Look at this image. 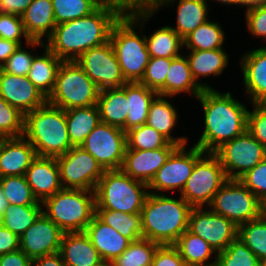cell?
<instances>
[{
    "label": "cell",
    "mask_w": 266,
    "mask_h": 266,
    "mask_svg": "<svg viewBox=\"0 0 266 266\" xmlns=\"http://www.w3.org/2000/svg\"><path fill=\"white\" fill-rule=\"evenodd\" d=\"M245 14L248 32L266 39V4L246 9Z\"/></svg>",
    "instance_id": "cell-51"
},
{
    "label": "cell",
    "mask_w": 266,
    "mask_h": 266,
    "mask_svg": "<svg viewBox=\"0 0 266 266\" xmlns=\"http://www.w3.org/2000/svg\"><path fill=\"white\" fill-rule=\"evenodd\" d=\"M43 205H12L0 218V224L20 237L43 213Z\"/></svg>",
    "instance_id": "cell-38"
},
{
    "label": "cell",
    "mask_w": 266,
    "mask_h": 266,
    "mask_svg": "<svg viewBox=\"0 0 266 266\" xmlns=\"http://www.w3.org/2000/svg\"><path fill=\"white\" fill-rule=\"evenodd\" d=\"M171 60L172 58L150 57L144 76L139 83L156 91L158 95L165 96V80Z\"/></svg>",
    "instance_id": "cell-45"
},
{
    "label": "cell",
    "mask_w": 266,
    "mask_h": 266,
    "mask_svg": "<svg viewBox=\"0 0 266 266\" xmlns=\"http://www.w3.org/2000/svg\"><path fill=\"white\" fill-rule=\"evenodd\" d=\"M21 19L31 40L43 41L44 37L47 39L56 26L52 0H33Z\"/></svg>",
    "instance_id": "cell-25"
},
{
    "label": "cell",
    "mask_w": 266,
    "mask_h": 266,
    "mask_svg": "<svg viewBox=\"0 0 266 266\" xmlns=\"http://www.w3.org/2000/svg\"><path fill=\"white\" fill-rule=\"evenodd\" d=\"M95 215L105 224L116 229L131 242L143 238L141 214L95 209Z\"/></svg>",
    "instance_id": "cell-35"
},
{
    "label": "cell",
    "mask_w": 266,
    "mask_h": 266,
    "mask_svg": "<svg viewBox=\"0 0 266 266\" xmlns=\"http://www.w3.org/2000/svg\"><path fill=\"white\" fill-rule=\"evenodd\" d=\"M0 188L8 204L42 205V202L34 196L24 175L0 177Z\"/></svg>",
    "instance_id": "cell-40"
},
{
    "label": "cell",
    "mask_w": 266,
    "mask_h": 266,
    "mask_svg": "<svg viewBox=\"0 0 266 266\" xmlns=\"http://www.w3.org/2000/svg\"><path fill=\"white\" fill-rule=\"evenodd\" d=\"M44 49L42 56L35 54L27 77L48 98L54 89L58 69L63 60L55 56L46 46Z\"/></svg>",
    "instance_id": "cell-33"
},
{
    "label": "cell",
    "mask_w": 266,
    "mask_h": 266,
    "mask_svg": "<svg viewBox=\"0 0 266 266\" xmlns=\"http://www.w3.org/2000/svg\"><path fill=\"white\" fill-rule=\"evenodd\" d=\"M246 93L255 103H266V47L248 51L241 59Z\"/></svg>",
    "instance_id": "cell-22"
},
{
    "label": "cell",
    "mask_w": 266,
    "mask_h": 266,
    "mask_svg": "<svg viewBox=\"0 0 266 266\" xmlns=\"http://www.w3.org/2000/svg\"><path fill=\"white\" fill-rule=\"evenodd\" d=\"M263 203L238 179H228L207 207L237 227L262 216Z\"/></svg>",
    "instance_id": "cell-10"
},
{
    "label": "cell",
    "mask_w": 266,
    "mask_h": 266,
    "mask_svg": "<svg viewBox=\"0 0 266 266\" xmlns=\"http://www.w3.org/2000/svg\"><path fill=\"white\" fill-rule=\"evenodd\" d=\"M192 207L180 196L150 193L140 212L143 238L159 245H174L188 229Z\"/></svg>",
    "instance_id": "cell-3"
},
{
    "label": "cell",
    "mask_w": 266,
    "mask_h": 266,
    "mask_svg": "<svg viewBox=\"0 0 266 266\" xmlns=\"http://www.w3.org/2000/svg\"><path fill=\"white\" fill-rule=\"evenodd\" d=\"M153 14L155 12L121 16L112 27L110 42L127 83L140 82L144 76L150 55L147 50L145 34L142 37L139 36L135 32V27L139 24L143 30V25Z\"/></svg>",
    "instance_id": "cell-4"
},
{
    "label": "cell",
    "mask_w": 266,
    "mask_h": 266,
    "mask_svg": "<svg viewBox=\"0 0 266 266\" xmlns=\"http://www.w3.org/2000/svg\"><path fill=\"white\" fill-rule=\"evenodd\" d=\"M0 96L24 115L47 103V98L27 76L6 73L1 68Z\"/></svg>",
    "instance_id": "cell-18"
},
{
    "label": "cell",
    "mask_w": 266,
    "mask_h": 266,
    "mask_svg": "<svg viewBox=\"0 0 266 266\" xmlns=\"http://www.w3.org/2000/svg\"><path fill=\"white\" fill-rule=\"evenodd\" d=\"M80 147L90 153L104 170H121L127 147L126 132L101 122Z\"/></svg>",
    "instance_id": "cell-13"
},
{
    "label": "cell",
    "mask_w": 266,
    "mask_h": 266,
    "mask_svg": "<svg viewBox=\"0 0 266 266\" xmlns=\"http://www.w3.org/2000/svg\"><path fill=\"white\" fill-rule=\"evenodd\" d=\"M163 0H140V13L154 12Z\"/></svg>",
    "instance_id": "cell-59"
},
{
    "label": "cell",
    "mask_w": 266,
    "mask_h": 266,
    "mask_svg": "<svg viewBox=\"0 0 266 266\" xmlns=\"http://www.w3.org/2000/svg\"><path fill=\"white\" fill-rule=\"evenodd\" d=\"M217 266H259L257 256L238 238L216 254Z\"/></svg>",
    "instance_id": "cell-44"
},
{
    "label": "cell",
    "mask_w": 266,
    "mask_h": 266,
    "mask_svg": "<svg viewBox=\"0 0 266 266\" xmlns=\"http://www.w3.org/2000/svg\"><path fill=\"white\" fill-rule=\"evenodd\" d=\"M204 156V157H203ZM228 180L218 156L205 152L195 163L180 196L193 207H207L214 194Z\"/></svg>",
    "instance_id": "cell-9"
},
{
    "label": "cell",
    "mask_w": 266,
    "mask_h": 266,
    "mask_svg": "<svg viewBox=\"0 0 266 266\" xmlns=\"http://www.w3.org/2000/svg\"><path fill=\"white\" fill-rule=\"evenodd\" d=\"M265 4H266V0H245L246 9H249L255 6L265 5Z\"/></svg>",
    "instance_id": "cell-61"
},
{
    "label": "cell",
    "mask_w": 266,
    "mask_h": 266,
    "mask_svg": "<svg viewBox=\"0 0 266 266\" xmlns=\"http://www.w3.org/2000/svg\"><path fill=\"white\" fill-rule=\"evenodd\" d=\"M33 52L26 51L22 45L7 59L1 69L16 76H27L30 71L33 59Z\"/></svg>",
    "instance_id": "cell-50"
},
{
    "label": "cell",
    "mask_w": 266,
    "mask_h": 266,
    "mask_svg": "<svg viewBox=\"0 0 266 266\" xmlns=\"http://www.w3.org/2000/svg\"><path fill=\"white\" fill-rule=\"evenodd\" d=\"M188 230L204 239L217 253L224 251L238 234V227L232 221L204 207L191 209Z\"/></svg>",
    "instance_id": "cell-16"
},
{
    "label": "cell",
    "mask_w": 266,
    "mask_h": 266,
    "mask_svg": "<svg viewBox=\"0 0 266 266\" xmlns=\"http://www.w3.org/2000/svg\"><path fill=\"white\" fill-rule=\"evenodd\" d=\"M157 95L156 91L139 82L126 83V98L129 109L126 118V132L146 124L150 104Z\"/></svg>",
    "instance_id": "cell-32"
},
{
    "label": "cell",
    "mask_w": 266,
    "mask_h": 266,
    "mask_svg": "<svg viewBox=\"0 0 266 266\" xmlns=\"http://www.w3.org/2000/svg\"><path fill=\"white\" fill-rule=\"evenodd\" d=\"M24 133V114L0 96V137H19Z\"/></svg>",
    "instance_id": "cell-47"
},
{
    "label": "cell",
    "mask_w": 266,
    "mask_h": 266,
    "mask_svg": "<svg viewBox=\"0 0 266 266\" xmlns=\"http://www.w3.org/2000/svg\"><path fill=\"white\" fill-rule=\"evenodd\" d=\"M100 89L76 61H63L47 103L63 110L97 104Z\"/></svg>",
    "instance_id": "cell-8"
},
{
    "label": "cell",
    "mask_w": 266,
    "mask_h": 266,
    "mask_svg": "<svg viewBox=\"0 0 266 266\" xmlns=\"http://www.w3.org/2000/svg\"><path fill=\"white\" fill-rule=\"evenodd\" d=\"M36 157L34 147L24 136L2 138L0 142V177L25 175Z\"/></svg>",
    "instance_id": "cell-20"
},
{
    "label": "cell",
    "mask_w": 266,
    "mask_h": 266,
    "mask_svg": "<svg viewBox=\"0 0 266 266\" xmlns=\"http://www.w3.org/2000/svg\"><path fill=\"white\" fill-rule=\"evenodd\" d=\"M59 252L66 266H104L106 264L85 232H65Z\"/></svg>",
    "instance_id": "cell-23"
},
{
    "label": "cell",
    "mask_w": 266,
    "mask_h": 266,
    "mask_svg": "<svg viewBox=\"0 0 266 266\" xmlns=\"http://www.w3.org/2000/svg\"><path fill=\"white\" fill-rule=\"evenodd\" d=\"M158 246V243L141 238L131 242L120 256L114 258L108 264L109 266H151Z\"/></svg>",
    "instance_id": "cell-39"
},
{
    "label": "cell",
    "mask_w": 266,
    "mask_h": 266,
    "mask_svg": "<svg viewBox=\"0 0 266 266\" xmlns=\"http://www.w3.org/2000/svg\"><path fill=\"white\" fill-rule=\"evenodd\" d=\"M22 37L25 38L26 45L29 47H45V42L42 40H31L29 38L24 30L21 16L0 13V38L22 45Z\"/></svg>",
    "instance_id": "cell-46"
},
{
    "label": "cell",
    "mask_w": 266,
    "mask_h": 266,
    "mask_svg": "<svg viewBox=\"0 0 266 266\" xmlns=\"http://www.w3.org/2000/svg\"><path fill=\"white\" fill-rule=\"evenodd\" d=\"M0 266H32V260L19 249L0 255Z\"/></svg>",
    "instance_id": "cell-55"
},
{
    "label": "cell",
    "mask_w": 266,
    "mask_h": 266,
    "mask_svg": "<svg viewBox=\"0 0 266 266\" xmlns=\"http://www.w3.org/2000/svg\"><path fill=\"white\" fill-rule=\"evenodd\" d=\"M262 215L266 218V201L263 203Z\"/></svg>",
    "instance_id": "cell-63"
},
{
    "label": "cell",
    "mask_w": 266,
    "mask_h": 266,
    "mask_svg": "<svg viewBox=\"0 0 266 266\" xmlns=\"http://www.w3.org/2000/svg\"><path fill=\"white\" fill-rule=\"evenodd\" d=\"M121 16L116 9L100 5L85 17L57 24L45 46L63 61H76L90 48L108 42Z\"/></svg>",
    "instance_id": "cell-1"
},
{
    "label": "cell",
    "mask_w": 266,
    "mask_h": 266,
    "mask_svg": "<svg viewBox=\"0 0 266 266\" xmlns=\"http://www.w3.org/2000/svg\"><path fill=\"white\" fill-rule=\"evenodd\" d=\"M202 91L203 88L192 76L187 57L181 52L180 56L172 58L165 80V96L172 98L185 92L192 93L197 98Z\"/></svg>",
    "instance_id": "cell-30"
},
{
    "label": "cell",
    "mask_w": 266,
    "mask_h": 266,
    "mask_svg": "<svg viewBox=\"0 0 266 266\" xmlns=\"http://www.w3.org/2000/svg\"><path fill=\"white\" fill-rule=\"evenodd\" d=\"M65 116L69 140L73 147L81 146L86 137L101 123L97 104L89 107L67 109L65 110Z\"/></svg>",
    "instance_id": "cell-31"
},
{
    "label": "cell",
    "mask_w": 266,
    "mask_h": 266,
    "mask_svg": "<svg viewBox=\"0 0 266 266\" xmlns=\"http://www.w3.org/2000/svg\"><path fill=\"white\" fill-rule=\"evenodd\" d=\"M146 38L147 50L150 57L175 58L180 56V49L183 48V39L171 28L163 26Z\"/></svg>",
    "instance_id": "cell-36"
},
{
    "label": "cell",
    "mask_w": 266,
    "mask_h": 266,
    "mask_svg": "<svg viewBox=\"0 0 266 266\" xmlns=\"http://www.w3.org/2000/svg\"><path fill=\"white\" fill-rule=\"evenodd\" d=\"M97 106L102 123L123 129L126 132V118L129 112L126 84L122 87L100 90Z\"/></svg>",
    "instance_id": "cell-26"
},
{
    "label": "cell",
    "mask_w": 266,
    "mask_h": 266,
    "mask_svg": "<svg viewBox=\"0 0 266 266\" xmlns=\"http://www.w3.org/2000/svg\"><path fill=\"white\" fill-rule=\"evenodd\" d=\"M199 147L193 146L187 151L186 146H178L168 157L165 164L156 172L148 184V190L153 194L177 191L182 192L188 178L191 176L196 161L204 155Z\"/></svg>",
    "instance_id": "cell-14"
},
{
    "label": "cell",
    "mask_w": 266,
    "mask_h": 266,
    "mask_svg": "<svg viewBox=\"0 0 266 266\" xmlns=\"http://www.w3.org/2000/svg\"><path fill=\"white\" fill-rule=\"evenodd\" d=\"M64 232L44 213L19 237V249L31 260L60 251Z\"/></svg>",
    "instance_id": "cell-17"
},
{
    "label": "cell",
    "mask_w": 266,
    "mask_h": 266,
    "mask_svg": "<svg viewBox=\"0 0 266 266\" xmlns=\"http://www.w3.org/2000/svg\"><path fill=\"white\" fill-rule=\"evenodd\" d=\"M204 111V131L194 145L204 152H215L247 130L249 110L230 92L205 89L197 97Z\"/></svg>",
    "instance_id": "cell-2"
},
{
    "label": "cell",
    "mask_w": 266,
    "mask_h": 266,
    "mask_svg": "<svg viewBox=\"0 0 266 266\" xmlns=\"http://www.w3.org/2000/svg\"><path fill=\"white\" fill-rule=\"evenodd\" d=\"M19 250V237L0 224V255Z\"/></svg>",
    "instance_id": "cell-54"
},
{
    "label": "cell",
    "mask_w": 266,
    "mask_h": 266,
    "mask_svg": "<svg viewBox=\"0 0 266 266\" xmlns=\"http://www.w3.org/2000/svg\"><path fill=\"white\" fill-rule=\"evenodd\" d=\"M237 238L257 256L259 261L266 258V218L263 215L238 226Z\"/></svg>",
    "instance_id": "cell-41"
},
{
    "label": "cell",
    "mask_w": 266,
    "mask_h": 266,
    "mask_svg": "<svg viewBox=\"0 0 266 266\" xmlns=\"http://www.w3.org/2000/svg\"><path fill=\"white\" fill-rule=\"evenodd\" d=\"M177 0H163L155 9V13L164 5L169 6ZM177 7V25L171 27L182 39L193 32L198 26L208 21L207 0H179Z\"/></svg>",
    "instance_id": "cell-27"
},
{
    "label": "cell",
    "mask_w": 266,
    "mask_h": 266,
    "mask_svg": "<svg viewBox=\"0 0 266 266\" xmlns=\"http://www.w3.org/2000/svg\"><path fill=\"white\" fill-rule=\"evenodd\" d=\"M174 246L186 266H215L217 263V259L208 263L216 251L204 239L188 229L180 235Z\"/></svg>",
    "instance_id": "cell-34"
},
{
    "label": "cell",
    "mask_w": 266,
    "mask_h": 266,
    "mask_svg": "<svg viewBox=\"0 0 266 266\" xmlns=\"http://www.w3.org/2000/svg\"><path fill=\"white\" fill-rule=\"evenodd\" d=\"M190 53L186 55L192 76L197 84H199L203 90L214 89L211 86L199 82L200 77L218 76L223 73L224 69L228 65V54L222 49L213 50H189Z\"/></svg>",
    "instance_id": "cell-28"
},
{
    "label": "cell",
    "mask_w": 266,
    "mask_h": 266,
    "mask_svg": "<svg viewBox=\"0 0 266 266\" xmlns=\"http://www.w3.org/2000/svg\"><path fill=\"white\" fill-rule=\"evenodd\" d=\"M7 207H8V201L4 197L3 192H2V190L0 188V218L4 214V212L7 209Z\"/></svg>",
    "instance_id": "cell-60"
},
{
    "label": "cell",
    "mask_w": 266,
    "mask_h": 266,
    "mask_svg": "<svg viewBox=\"0 0 266 266\" xmlns=\"http://www.w3.org/2000/svg\"><path fill=\"white\" fill-rule=\"evenodd\" d=\"M151 266H186L178 249L174 245H159Z\"/></svg>",
    "instance_id": "cell-52"
},
{
    "label": "cell",
    "mask_w": 266,
    "mask_h": 266,
    "mask_svg": "<svg viewBox=\"0 0 266 266\" xmlns=\"http://www.w3.org/2000/svg\"><path fill=\"white\" fill-rule=\"evenodd\" d=\"M24 176L40 202L62 189L56 157L37 156Z\"/></svg>",
    "instance_id": "cell-21"
},
{
    "label": "cell",
    "mask_w": 266,
    "mask_h": 266,
    "mask_svg": "<svg viewBox=\"0 0 266 266\" xmlns=\"http://www.w3.org/2000/svg\"><path fill=\"white\" fill-rule=\"evenodd\" d=\"M166 96L157 95L151 102L146 124L161 133L171 143L184 146L187 143L186 137H173L171 131L177 124L178 114L176 108L166 100Z\"/></svg>",
    "instance_id": "cell-29"
},
{
    "label": "cell",
    "mask_w": 266,
    "mask_h": 266,
    "mask_svg": "<svg viewBox=\"0 0 266 266\" xmlns=\"http://www.w3.org/2000/svg\"><path fill=\"white\" fill-rule=\"evenodd\" d=\"M126 149L154 150L166 147L170 141L154 128L143 124L126 132Z\"/></svg>",
    "instance_id": "cell-43"
},
{
    "label": "cell",
    "mask_w": 266,
    "mask_h": 266,
    "mask_svg": "<svg viewBox=\"0 0 266 266\" xmlns=\"http://www.w3.org/2000/svg\"><path fill=\"white\" fill-rule=\"evenodd\" d=\"M32 266H66L60 252L37 257L32 260Z\"/></svg>",
    "instance_id": "cell-57"
},
{
    "label": "cell",
    "mask_w": 266,
    "mask_h": 266,
    "mask_svg": "<svg viewBox=\"0 0 266 266\" xmlns=\"http://www.w3.org/2000/svg\"><path fill=\"white\" fill-rule=\"evenodd\" d=\"M42 205L43 213L64 233L84 232L95 215V191L62 188Z\"/></svg>",
    "instance_id": "cell-7"
},
{
    "label": "cell",
    "mask_w": 266,
    "mask_h": 266,
    "mask_svg": "<svg viewBox=\"0 0 266 266\" xmlns=\"http://www.w3.org/2000/svg\"><path fill=\"white\" fill-rule=\"evenodd\" d=\"M23 136L40 157H58L73 147L68 136L65 110L49 103L24 115Z\"/></svg>",
    "instance_id": "cell-5"
},
{
    "label": "cell",
    "mask_w": 266,
    "mask_h": 266,
    "mask_svg": "<svg viewBox=\"0 0 266 266\" xmlns=\"http://www.w3.org/2000/svg\"><path fill=\"white\" fill-rule=\"evenodd\" d=\"M56 25L85 17L101 4L98 0H52Z\"/></svg>",
    "instance_id": "cell-42"
},
{
    "label": "cell",
    "mask_w": 266,
    "mask_h": 266,
    "mask_svg": "<svg viewBox=\"0 0 266 266\" xmlns=\"http://www.w3.org/2000/svg\"><path fill=\"white\" fill-rule=\"evenodd\" d=\"M33 0H0V13L21 16Z\"/></svg>",
    "instance_id": "cell-56"
},
{
    "label": "cell",
    "mask_w": 266,
    "mask_h": 266,
    "mask_svg": "<svg viewBox=\"0 0 266 266\" xmlns=\"http://www.w3.org/2000/svg\"><path fill=\"white\" fill-rule=\"evenodd\" d=\"M19 46V43L0 38V68Z\"/></svg>",
    "instance_id": "cell-58"
},
{
    "label": "cell",
    "mask_w": 266,
    "mask_h": 266,
    "mask_svg": "<svg viewBox=\"0 0 266 266\" xmlns=\"http://www.w3.org/2000/svg\"><path fill=\"white\" fill-rule=\"evenodd\" d=\"M225 32L222 27L210 20L198 26L193 32L183 39V47L189 50L222 49L225 41Z\"/></svg>",
    "instance_id": "cell-37"
},
{
    "label": "cell",
    "mask_w": 266,
    "mask_h": 266,
    "mask_svg": "<svg viewBox=\"0 0 266 266\" xmlns=\"http://www.w3.org/2000/svg\"><path fill=\"white\" fill-rule=\"evenodd\" d=\"M210 1V0H209ZM213 1H218V2H220V3H222V4H224V5H230V4H232V5H234V4H238V5H240V6H245V0H213Z\"/></svg>",
    "instance_id": "cell-62"
},
{
    "label": "cell",
    "mask_w": 266,
    "mask_h": 266,
    "mask_svg": "<svg viewBox=\"0 0 266 266\" xmlns=\"http://www.w3.org/2000/svg\"><path fill=\"white\" fill-rule=\"evenodd\" d=\"M148 191V184L122 170H105L95 189V209L139 214Z\"/></svg>",
    "instance_id": "cell-6"
},
{
    "label": "cell",
    "mask_w": 266,
    "mask_h": 266,
    "mask_svg": "<svg viewBox=\"0 0 266 266\" xmlns=\"http://www.w3.org/2000/svg\"><path fill=\"white\" fill-rule=\"evenodd\" d=\"M177 147L170 142L166 147L154 150L126 149L121 170L131 178L149 184Z\"/></svg>",
    "instance_id": "cell-19"
},
{
    "label": "cell",
    "mask_w": 266,
    "mask_h": 266,
    "mask_svg": "<svg viewBox=\"0 0 266 266\" xmlns=\"http://www.w3.org/2000/svg\"><path fill=\"white\" fill-rule=\"evenodd\" d=\"M238 180L264 203L266 201V158Z\"/></svg>",
    "instance_id": "cell-48"
},
{
    "label": "cell",
    "mask_w": 266,
    "mask_h": 266,
    "mask_svg": "<svg viewBox=\"0 0 266 266\" xmlns=\"http://www.w3.org/2000/svg\"><path fill=\"white\" fill-rule=\"evenodd\" d=\"M97 249L102 260L108 264L120 256L131 241L122 236L116 229L102 222L96 215L84 231Z\"/></svg>",
    "instance_id": "cell-24"
},
{
    "label": "cell",
    "mask_w": 266,
    "mask_h": 266,
    "mask_svg": "<svg viewBox=\"0 0 266 266\" xmlns=\"http://www.w3.org/2000/svg\"><path fill=\"white\" fill-rule=\"evenodd\" d=\"M56 159L62 188L95 191L105 170L90 153L72 147Z\"/></svg>",
    "instance_id": "cell-11"
},
{
    "label": "cell",
    "mask_w": 266,
    "mask_h": 266,
    "mask_svg": "<svg viewBox=\"0 0 266 266\" xmlns=\"http://www.w3.org/2000/svg\"><path fill=\"white\" fill-rule=\"evenodd\" d=\"M101 5L116 9L122 16L140 13V0H98Z\"/></svg>",
    "instance_id": "cell-53"
},
{
    "label": "cell",
    "mask_w": 266,
    "mask_h": 266,
    "mask_svg": "<svg viewBox=\"0 0 266 266\" xmlns=\"http://www.w3.org/2000/svg\"><path fill=\"white\" fill-rule=\"evenodd\" d=\"M259 266H266V258L260 260Z\"/></svg>",
    "instance_id": "cell-64"
},
{
    "label": "cell",
    "mask_w": 266,
    "mask_h": 266,
    "mask_svg": "<svg viewBox=\"0 0 266 266\" xmlns=\"http://www.w3.org/2000/svg\"><path fill=\"white\" fill-rule=\"evenodd\" d=\"M228 179H239L266 158V148L247 130L214 152Z\"/></svg>",
    "instance_id": "cell-12"
},
{
    "label": "cell",
    "mask_w": 266,
    "mask_h": 266,
    "mask_svg": "<svg viewBox=\"0 0 266 266\" xmlns=\"http://www.w3.org/2000/svg\"><path fill=\"white\" fill-rule=\"evenodd\" d=\"M76 62L100 90L122 87L127 83L110 40L85 51Z\"/></svg>",
    "instance_id": "cell-15"
},
{
    "label": "cell",
    "mask_w": 266,
    "mask_h": 266,
    "mask_svg": "<svg viewBox=\"0 0 266 266\" xmlns=\"http://www.w3.org/2000/svg\"><path fill=\"white\" fill-rule=\"evenodd\" d=\"M248 112L247 131L266 148V103L253 104Z\"/></svg>",
    "instance_id": "cell-49"
}]
</instances>
